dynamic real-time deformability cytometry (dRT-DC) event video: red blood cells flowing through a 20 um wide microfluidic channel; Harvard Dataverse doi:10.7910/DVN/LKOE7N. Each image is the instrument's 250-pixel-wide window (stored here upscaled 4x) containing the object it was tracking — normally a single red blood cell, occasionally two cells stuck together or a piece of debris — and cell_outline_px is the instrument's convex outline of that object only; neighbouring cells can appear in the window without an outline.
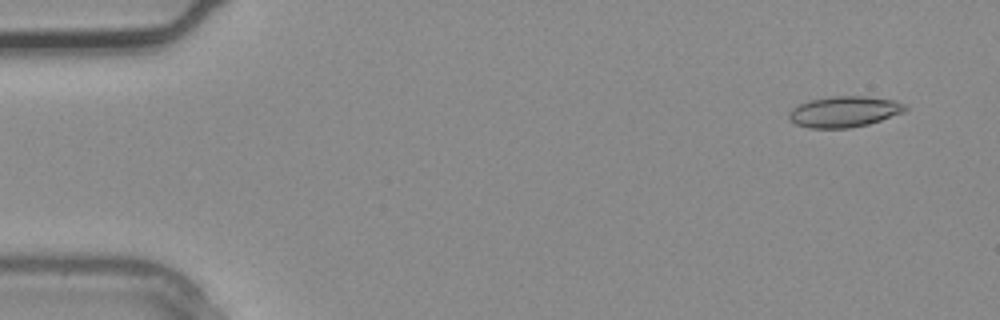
{"species": "common noctule bat (a hibernating species)", "species_latin": "Nyctalus noctula", "temperature_condition": "warm", "stored_images_in_passage": 4, "segment_of_instrument_passage": [1, 2], "camera_frame_rate_fps": 3000, "um_per_image_px": 0.085, "animal": {"sex": "male", "body_mass_g": 20.4}, "frame": {"image": 1, "passage_image": 1, "time_ms": 0.0, "image_size_px": [1000, 320], "cell_outline_px": [[908, 108], [904, 112], [868, 124], [848, 128], [808, 128], [796, 124], [788, 116], [788, 112], [792, 108], [808, 100], [832, 96], [868, 96], [896, 100], [904, 104]], "centroid_in_image_um": [71.76, 9.48], "position_along_channel_um": 13.2, "area_um2": 20.98}}
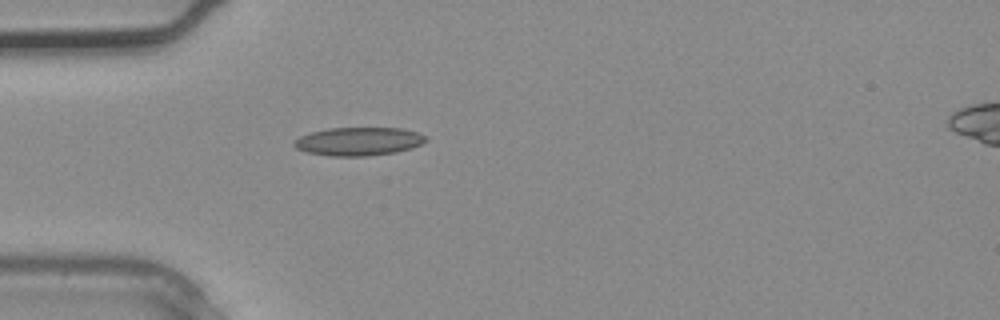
{"frame": {"image": 2, "passage_image": 3, "time_ms": 0.667, "image_size_px": [1000, 320], "cell_outline_px": [[428, 140], [412, 148], [396, 152], [368, 156], [328, 156], [308, 152], [296, 148], [292, 144], [300, 136], [312, 132], [328, 128], [404, 128], [428, 136]], "centroid_in_image_um": [30.51, 12.02], "position_along_channel_um": 54.5, "area_um2": 21.79}}